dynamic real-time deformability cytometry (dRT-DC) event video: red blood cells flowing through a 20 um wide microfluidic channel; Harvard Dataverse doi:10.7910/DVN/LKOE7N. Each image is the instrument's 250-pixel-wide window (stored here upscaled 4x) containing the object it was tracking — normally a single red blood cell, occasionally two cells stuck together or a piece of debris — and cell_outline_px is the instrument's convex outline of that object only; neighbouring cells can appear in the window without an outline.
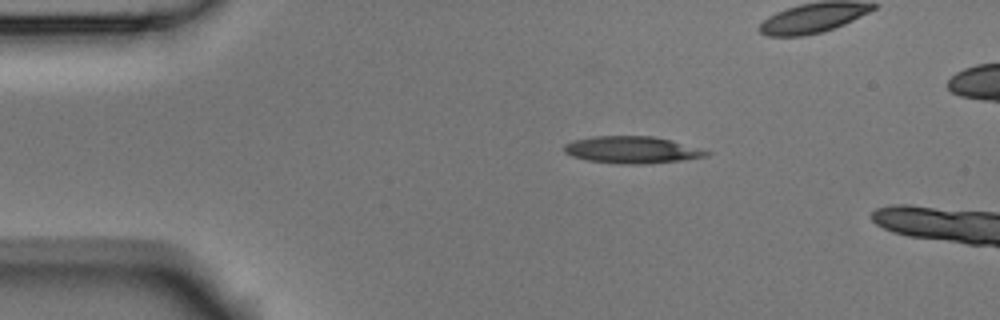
{"species": "Egyptian fruit bat (a non-hibernating species)", "species_latin": "Rousettus aegyptiacus", "temperature_condition": "room temperature", "stored_images_in_passage": 2, "camera_frame_rate_fps": 3000, "um_per_image_px": 0.085, "animal": {"sex": "male"}, "frame": {"image": 1, "passage_image": 1, "time_ms": 0.0, "image_size_px": [1000, 320], "cell_outline_px": [[712, 152], [708, 156], [680, 160], [648, 164], [620, 164], [588, 160], [572, 156], [564, 152], [564, 144], [576, 140], [592, 136], [652, 136], [672, 140]], "centroid_in_image_um": [53.73, 12.74], "position_along_channel_um": 31.3, "area_um2": 22.31}}